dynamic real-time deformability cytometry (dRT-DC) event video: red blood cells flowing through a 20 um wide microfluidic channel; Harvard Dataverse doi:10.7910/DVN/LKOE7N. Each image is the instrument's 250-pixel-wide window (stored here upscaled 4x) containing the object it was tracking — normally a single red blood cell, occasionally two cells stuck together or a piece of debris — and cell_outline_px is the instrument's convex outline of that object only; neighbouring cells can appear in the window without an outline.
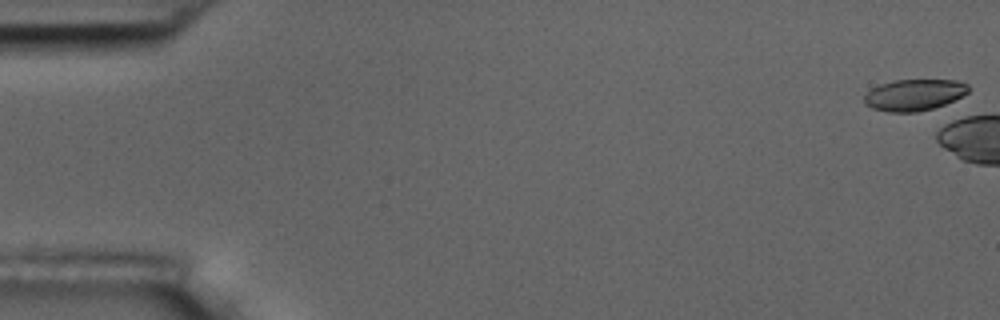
{"species": "common noctule bat (a hibernating species)", "species_latin": "Nyctalus noctula", "temperature_condition": "room temperature", "stored_images_in_passage": 1, "camera_frame_rate_fps": 3000, "um_per_image_px": 0.085, "animal": {"sex": "male", "body_mass_g": 17.5, "forearm_length_mm": 52.3}, "frame": {"image": 1, "passage_image": 1, "time_ms": 0.0, "image_size_px": [1000, 320], "cell_outline_px": [[968, 92], [944, 104], [932, 108], [916, 112], [888, 112], [872, 108], [864, 104], [864, 96], [872, 88], [880, 84], [896, 80], [956, 80], [968, 84]], "centroid_in_image_um": [77.66, 8.06], "position_along_channel_um": 7.3, "area_um2": 18.84}}